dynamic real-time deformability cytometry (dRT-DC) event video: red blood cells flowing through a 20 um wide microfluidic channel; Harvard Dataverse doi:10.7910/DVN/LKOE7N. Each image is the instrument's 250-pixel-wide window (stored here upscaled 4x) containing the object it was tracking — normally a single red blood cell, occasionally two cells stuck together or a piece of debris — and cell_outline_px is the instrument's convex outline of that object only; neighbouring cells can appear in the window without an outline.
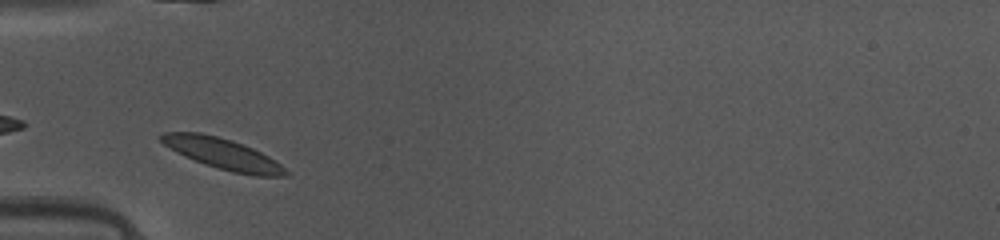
{"species": "common noctule bat (a hibernating species)", "species_latin": "Nyctalus noctula", "temperature_condition": "warm", "stored_images_in_passage": 14, "camera_frame_rate_fps": 3000, "um_per_image_px": 0.085, "animal": {"sex": "female", "body_mass_g": 10.0, "forearm_length_mm": 53.1}, "frame": {"image": 1, "passage_image": 3, "time_ms": 0.667, "image_size_px": [1000, 240], "cell_outline_px": [[288, 176], [252, 176], [232, 172], [204, 164], [184, 156], [176, 152], [164, 144], [156, 136], [164, 132], [200, 132], [232, 140], [252, 148], [268, 156], [280, 164], [288, 172]], "centroid_in_image_um": [18.9, 13.07], "position_along_channel_um": 66.1, "area_um2": 22.37}}
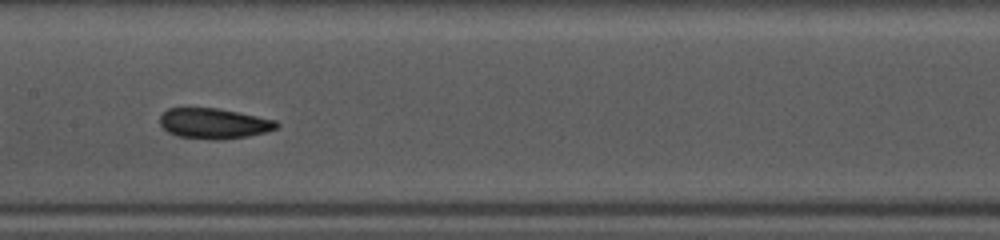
{"frame": {"image": 2, "passage_image": 12, "time_ms": 3.667, "image_size_px": [1000, 240], "cell_outline_px": [[280, 124], [276, 128], [264, 132], [248, 136], [220, 140], [212, 140], [176, 136], [168, 132], [160, 124], [160, 116], [168, 108], [216, 108], [276, 120]], "centroid_in_image_um": [18.16, 10.5], "position_along_channel_um": 189.2, "area_um2": 20.58}}